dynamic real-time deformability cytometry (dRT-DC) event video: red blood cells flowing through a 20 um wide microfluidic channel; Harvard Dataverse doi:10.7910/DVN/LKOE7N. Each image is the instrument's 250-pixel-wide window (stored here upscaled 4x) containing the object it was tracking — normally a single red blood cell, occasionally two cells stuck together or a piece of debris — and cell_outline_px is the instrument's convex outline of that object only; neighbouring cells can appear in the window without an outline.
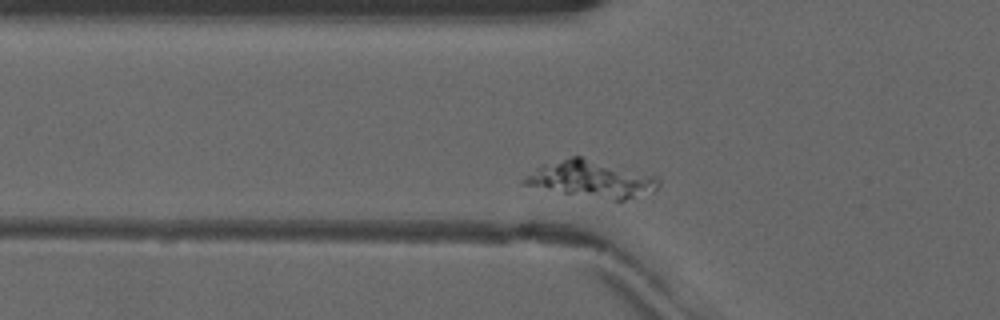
{"species": "common noctule bat (a hibernating species)", "species_latin": "Nyctalus noctula", "temperature_condition": "warm", "stored_images_in_passage": 5, "camera_frame_rate_fps": 3000, "um_per_image_px": 0.085, "animal": {"sex": "male", "forearm_length_mm": 52.5}, "frame": {"image": 1, "passage_image": 3, "time_ms": 0.667, "image_size_px": [1000, 320], "cell_outline_px": [[660, 184], [652, 192], [624, 200], [616, 200], [564, 192], [524, 184], [520, 180], [524, 176], [536, 168], [572, 156], [580, 156], [656, 176], [660, 180]], "centroid_in_image_um": [50.31, 15.22], "position_along_channel_um": 75.5, "area_um2": 27.8}}